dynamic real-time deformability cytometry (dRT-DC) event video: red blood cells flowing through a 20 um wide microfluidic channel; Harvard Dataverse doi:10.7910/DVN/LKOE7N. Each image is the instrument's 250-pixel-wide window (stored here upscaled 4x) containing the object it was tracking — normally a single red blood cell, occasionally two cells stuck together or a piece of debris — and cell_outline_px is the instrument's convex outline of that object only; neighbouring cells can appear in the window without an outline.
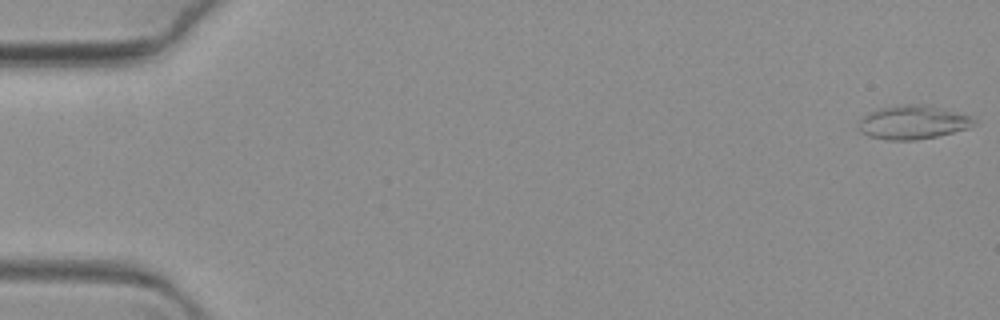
{"species": "common noctule bat (a hibernating species)", "species_latin": "Nyctalus noctula", "temperature_condition": "warm", "stored_images_in_passage": 68, "camera_frame_rate_fps": 3000, "um_per_image_px": 0.085, "animal": {"sex": "female", "body_mass_g": 19.3, "forearm_length_mm": 54.1}, "frame": {"image": 1, "passage_image": 1, "time_ms": 0.0, "image_size_px": [1000, 320], "cell_outline_px": [[976, 124], [968, 128], [936, 136], [916, 140], [888, 140], [868, 136], [860, 132], [860, 120], [864, 116], [880, 108], [904, 104], [928, 104], [968, 116], [976, 120]], "centroid_in_image_um": [77.6, 10.4], "position_along_channel_um": 7.4, "area_um2": 22.37}}
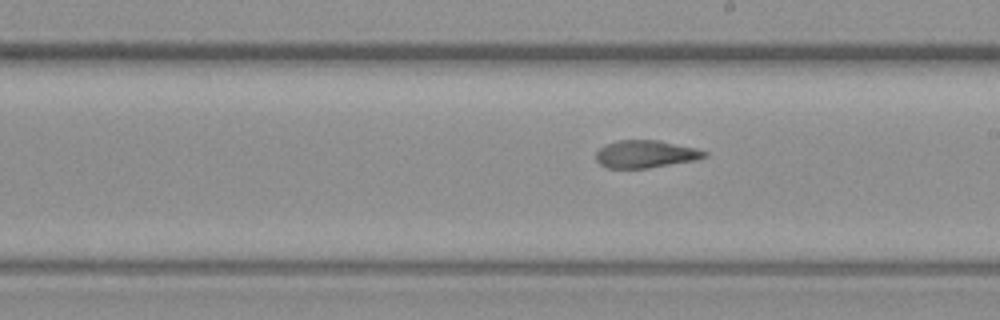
{"frame": {"image": 2, "passage_image": 39, "time_ms": 12.667, "image_size_px": [1000, 320], "cell_outline_px": [[708, 156], [696, 160], [648, 168], [608, 168], [600, 164], [596, 160], [596, 152], [600, 148], [608, 144], [620, 140], [660, 140], [708, 152]], "centroid_in_image_um": [54.87, 13.1], "position_along_channel_um": 234.1, "area_um2": 17.22}}
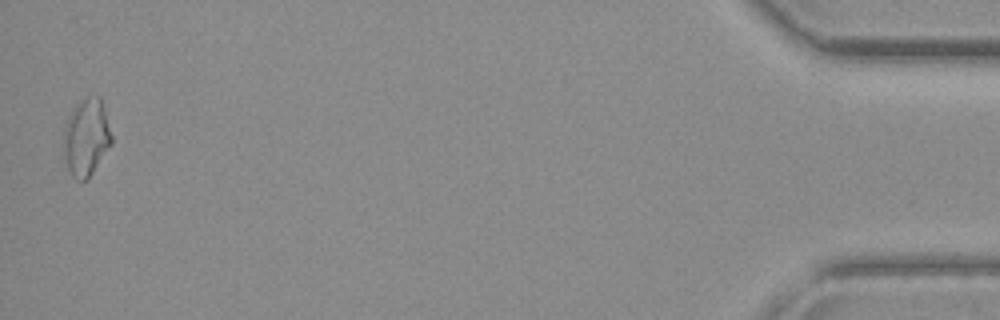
{"frame": {"image": 3, "passage_image": 67, "time_ms": 22.0, "image_size_px": [1000, 320], "cell_outline_px": [[112, 144], [88, 180], [76, 180], [72, 176], [64, 160], [64, 128], [72, 108], [80, 100], [88, 96], [100, 96], [104, 108], [112, 136]], "centroid_in_image_um": [7.34, 11.69], "position_along_channel_um": 427.9, "area_um2": 21.73}}